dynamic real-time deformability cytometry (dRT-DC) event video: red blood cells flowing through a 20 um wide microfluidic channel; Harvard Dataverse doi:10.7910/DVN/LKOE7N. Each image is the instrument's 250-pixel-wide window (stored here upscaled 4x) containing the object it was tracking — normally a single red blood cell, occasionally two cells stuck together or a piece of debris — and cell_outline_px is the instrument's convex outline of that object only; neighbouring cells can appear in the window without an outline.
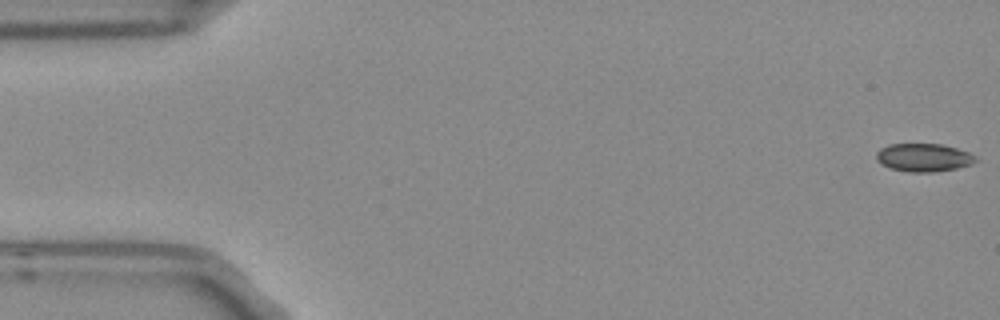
{"species": "Egyptian fruit bat (a non-hibernating species)", "species_latin": "Rousettus aegyptiacus", "temperature_condition": "room temperature", "stored_images_in_passage": 5, "camera_frame_rate_fps": 3000, "um_per_image_px": 0.085, "frame": {"image": 1, "passage_image": 1, "time_ms": 0.0, "image_size_px": [1000, 320], "cell_outline_px": [[980, 160], [972, 164], [956, 168], [932, 172], [908, 172], [892, 168], [880, 164], [876, 160], [876, 152], [880, 148], [888, 144], [940, 144], [956, 148], [968, 152], [976, 156]], "centroid_in_image_um": [78.51, 13.39], "position_along_channel_um": 6.5, "area_um2": 16.36}}
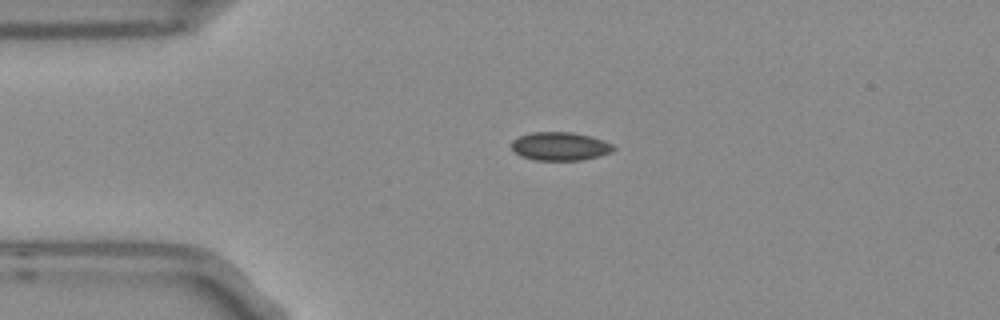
{"frame": {"image": 2, "passage_image": 4, "time_ms": 1.0, "image_size_px": [1000, 320], "cell_outline_px": [[616, 148], [612, 152], [600, 156], [580, 160], [532, 160], [520, 156], [512, 148], [512, 140], [520, 136], [532, 132], [572, 132], [588, 136], [612, 144]], "centroid_in_image_um": [47.59, 12.44], "position_along_channel_um": 37.4, "area_um2": 16.76}}